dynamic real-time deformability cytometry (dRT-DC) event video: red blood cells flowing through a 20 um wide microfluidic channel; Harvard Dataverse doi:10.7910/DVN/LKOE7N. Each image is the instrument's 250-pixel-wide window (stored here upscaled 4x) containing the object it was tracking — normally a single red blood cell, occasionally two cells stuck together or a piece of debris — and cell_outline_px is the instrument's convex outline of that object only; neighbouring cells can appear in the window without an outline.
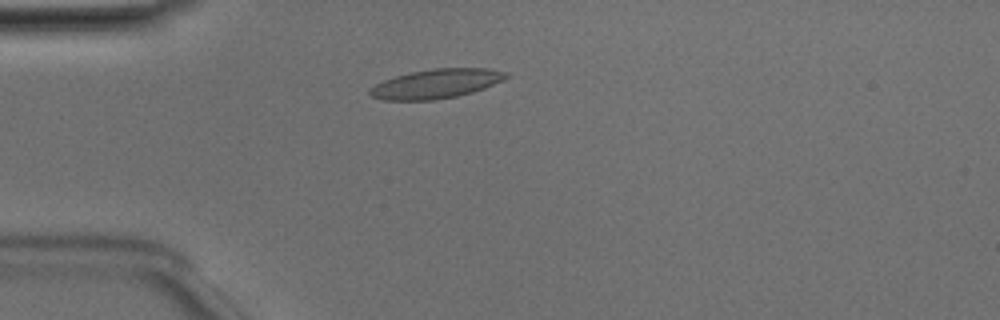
{"species": "Egyptian fruit bat (a non-hibernating species)", "species_latin": "Rousettus aegyptiacus", "temperature_condition": "room temperature", "stored_images_in_passage": 47, "camera_frame_rate_fps": 3000, "um_per_image_px": 0.085, "animal": {"sex": "male"}, "frame": {"image": 1, "passage_image": 10, "time_ms": 3.0, "image_size_px": [1000, 320], "cell_outline_px": [[508, 76], [484, 88], [472, 92], [456, 96], [436, 100], [380, 100], [372, 96], [368, 92], [368, 88], [384, 80], [396, 76], [412, 72], [432, 68], [488, 68], [504, 72]], "centroid_in_image_um": [37.0, 7.12], "position_along_channel_um": 48.0, "area_um2": 23.0}}
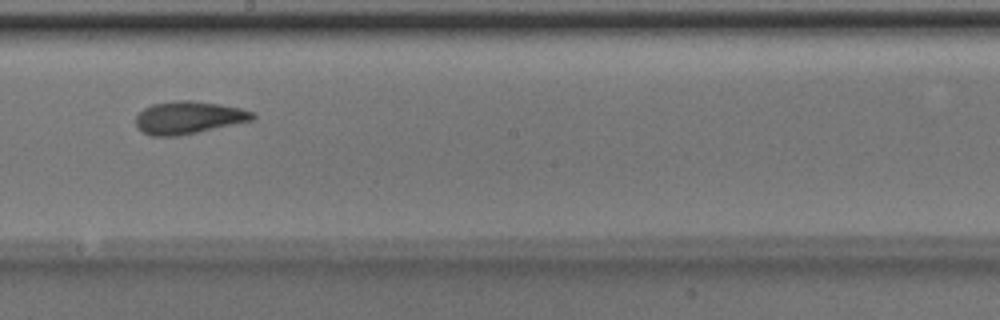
{"frame": {"image": 2, "passage_image": 25, "time_ms": 8.0, "image_size_px": [1000, 320], "cell_outline_px": [[256, 116], [252, 120], [196, 132], [176, 136], [152, 136], [144, 132], [136, 124], [136, 116], [144, 108], [152, 104], [176, 100], [192, 100], [220, 104], [240, 108], [256, 112]], "centroid_in_image_um": [16.04, 9.98], "position_along_channel_um": 232.2, "area_um2": 21.96}}
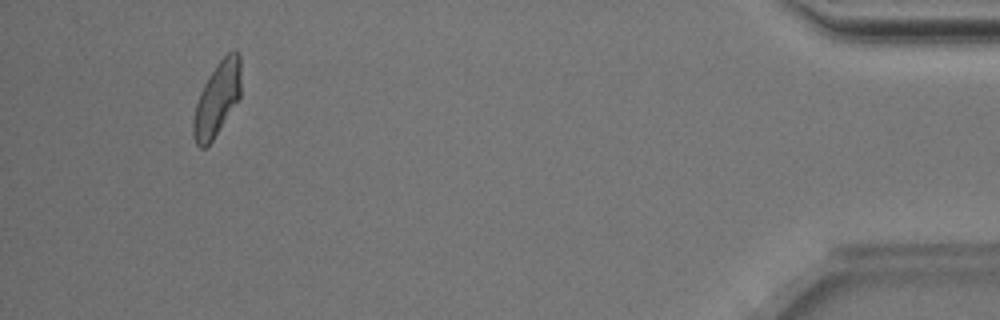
{"frame": {"image": 3, "passage_image": 44, "time_ms": 14.333, "image_size_px": [1000, 320], "cell_outline_px": [[240, 100], [212, 140], [204, 148], [200, 148], [196, 144], [192, 136], [192, 124], [196, 104], [200, 92], [208, 76], [216, 64], [232, 48], [236, 48], [240, 52]], "centroid_in_image_um": [18.46, 8.38], "position_along_channel_um": 416.7, "area_um2": 20.81}, "authors_computed_cell_mechanics": {"area_um2": 21.7328, "velocity_mm_per_s": 4.0002, "shape_relaxation_time_tau1_ms": 3.9034, "shape_relaxation_time_tau2_ms": 1.5207, "deformation_change_tau1": 0.1224, "deformation_change_tau2": 0.0821}}